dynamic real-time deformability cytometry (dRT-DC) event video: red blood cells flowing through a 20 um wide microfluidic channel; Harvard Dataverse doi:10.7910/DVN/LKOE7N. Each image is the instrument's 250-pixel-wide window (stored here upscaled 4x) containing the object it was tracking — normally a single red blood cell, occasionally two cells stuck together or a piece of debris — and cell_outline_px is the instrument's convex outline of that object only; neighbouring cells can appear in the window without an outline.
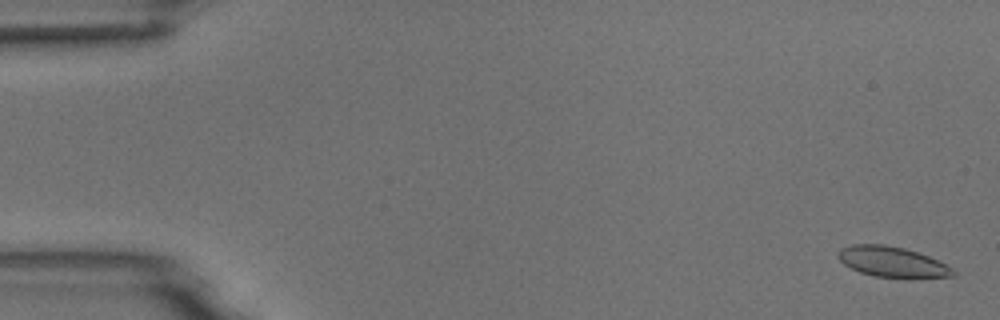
{"species": "common noctule bat (a hibernating species)", "species_latin": "Nyctalus noctula", "temperature_condition": "room temperature", "stored_images_in_passage": 5, "camera_frame_rate_fps": 3000, "um_per_image_px": 0.085, "animal": {"sex": "male", "body_mass_g": 18.8}, "frame": {"image": 1, "passage_image": 1, "time_ms": 0.0, "image_size_px": [1000, 320], "cell_outline_px": [[956, 276], [912, 280], [904, 280], [872, 276], [860, 272], [844, 264], [836, 256], [836, 252], [840, 248], [852, 244], [884, 244], [904, 248], [928, 256], [952, 268], [956, 272]], "centroid_in_image_um": [75.85, 22.3], "position_along_channel_um": 9.1, "area_um2": 21.15}}
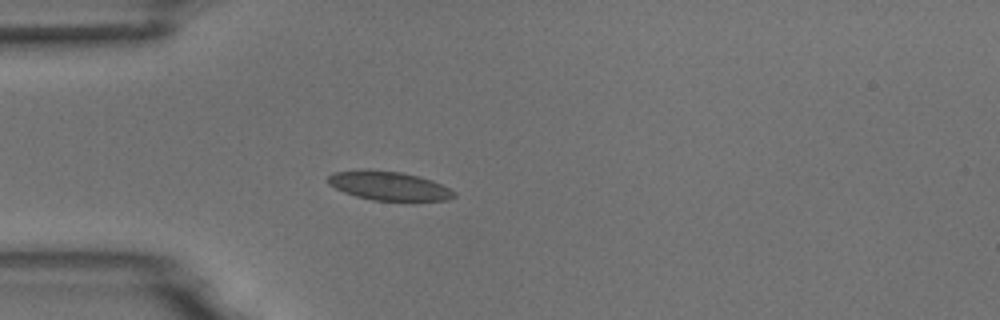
{"frame": {"image": 2, "passage_image": 5, "time_ms": 4.667, "image_size_px": [1000, 320], "cell_outline_px": [[456, 196], [448, 200], [372, 200], [356, 196], [344, 192], [328, 184], [328, 176], [332, 172], [356, 168], [368, 168], [400, 172], [420, 176], [432, 180], [456, 192]], "centroid_in_image_um": [33.0, 15.76], "position_along_channel_um": 52.0, "area_um2": 21.5}}